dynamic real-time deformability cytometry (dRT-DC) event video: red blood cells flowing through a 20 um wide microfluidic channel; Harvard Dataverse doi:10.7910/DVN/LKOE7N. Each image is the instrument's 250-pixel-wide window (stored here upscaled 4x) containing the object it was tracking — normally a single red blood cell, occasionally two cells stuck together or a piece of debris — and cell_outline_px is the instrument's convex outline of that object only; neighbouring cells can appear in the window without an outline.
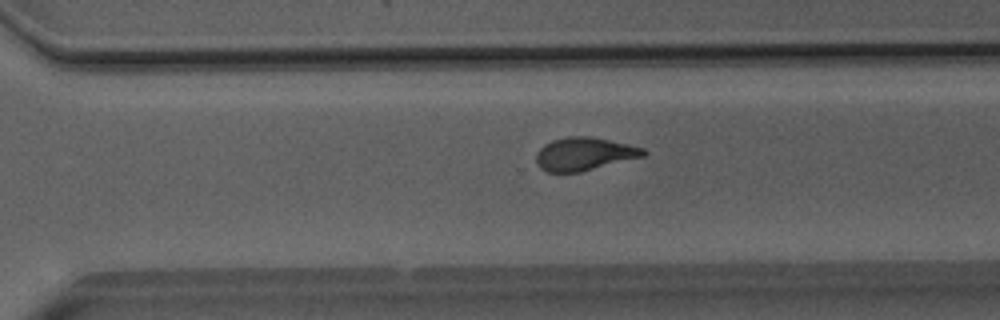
{"species": "Egyptian fruit bat (a non-hibernating species)", "species_latin": "Rousettus aegyptiacus", "temperature_condition": "room temperature", "stored_images_in_passage": 38, "camera_frame_rate_fps": 3000, "um_per_image_px": 0.085, "animal": {"sex": "male"}, "frame": {"image": 1, "passage_image": 23, "time_ms": 7.333, "image_size_px": [1000, 320], "cell_outline_px": [[648, 152], [644, 156], [580, 172], [548, 172], [540, 168], [536, 164], [536, 152], [544, 144], [552, 140], [568, 136], [588, 136], [628, 144], [644, 148]], "centroid_in_image_um": [49.64, 13.08], "position_along_channel_um": 321.0, "area_um2": 20.63}}
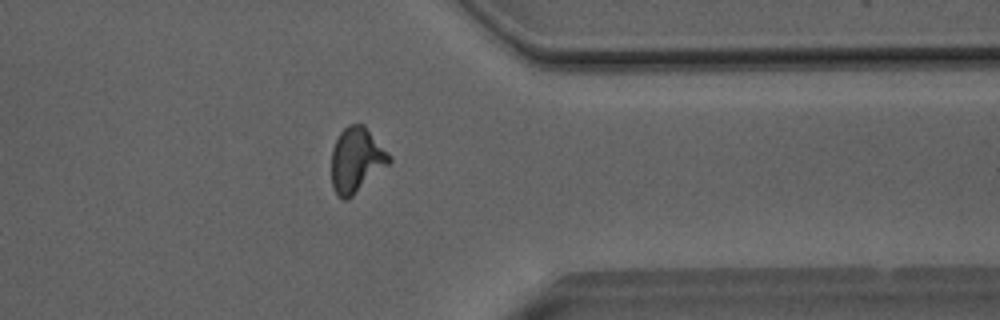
{"frame": {"image": 2, "passage_image": 28, "time_ms": 9.0, "image_size_px": [1000, 320], "cell_outline_px": [[392, 160], [388, 164], [352, 196], [344, 200], [332, 188], [332, 148], [340, 132], [348, 124], [364, 124], [392, 156]], "centroid_in_image_um": [30.3, 13.56], "position_along_channel_um": 381.1, "area_um2": 21.62}}
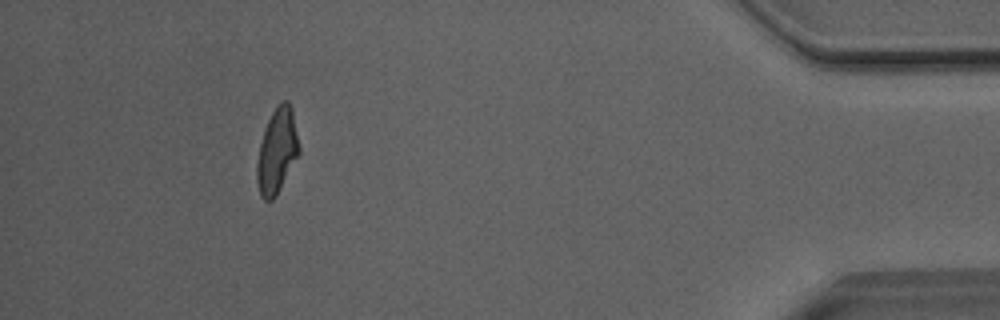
{"frame": {"image": 3, "passage_image": 34, "time_ms": 11.0, "image_size_px": [1000, 320], "cell_outline_px": [[300, 152], [272, 200], [264, 200], [260, 196], [256, 180], [256, 164], [260, 144], [268, 120], [272, 112], [280, 100], [288, 100], [292, 108], [300, 148]], "centroid_in_image_um": [23.54, 12.79], "position_along_channel_um": 411.7, "area_um2": 20.58}}